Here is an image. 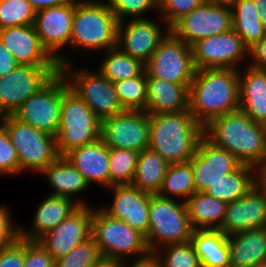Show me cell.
<instances>
[{
  "label": "cell",
  "mask_w": 266,
  "mask_h": 267,
  "mask_svg": "<svg viewBox=\"0 0 266 267\" xmlns=\"http://www.w3.org/2000/svg\"><path fill=\"white\" fill-rule=\"evenodd\" d=\"M188 99L190 113L203 127L218 116L239 110V69L196 70Z\"/></svg>",
  "instance_id": "1"
},
{
  "label": "cell",
  "mask_w": 266,
  "mask_h": 267,
  "mask_svg": "<svg viewBox=\"0 0 266 267\" xmlns=\"http://www.w3.org/2000/svg\"><path fill=\"white\" fill-rule=\"evenodd\" d=\"M204 135L242 164L259 169L266 160L265 126L254 122L240 109L212 119L204 127Z\"/></svg>",
  "instance_id": "2"
},
{
  "label": "cell",
  "mask_w": 266,
  "mask_h": 267,
  "mask_svg": "<svg viewBox=\"0 0 266 267\" xmlns=\"http://www.w3.org/2000/svg\"><path fill=\"white\" fill-rule=\"evenodd\" d=\"M203 135L204 127L194 119L189 109L149 114V148L170 165L189 161Z\"/></svg>",
  "instance_id": "3"
},
{
  "label": "cell",
  "mask_w": 266,
  "mask_h": 267,
  "mask_svg": "<svg viewBox=\"0 0 266 267\" xmlns=\"http://www.w3.org/2000/svg\"><path fill=\"white\" fill-rule=\"evenodd\" d=\"M118 24L108 3L75 0L69 45L83 50L108 51L117 46Z\"/></svg>",
  "instance_id": "4"
},
{
  "label": "cell",
  "mask_w": 266,
  "mask_h": 267,
  "mask_svg": "<svg viewBox=\"0 0 266 267\" xmlns=\"http://www.w3.org/2000/svg\"><path fill=\"white\" fill-rule=\"evenodd\" d=\"M193 228L190 224L185 202L174 198L151 194L149 208V231L145 236L150 253H157L162 246L190 242Z\"/></svg>",
  "instance_id": "5"
},
{
  "label": "cell",
  "mask_w": 266,
  "mask_h": 267,
  "mask_svg": "<svg viewBox=\"0 0 266 267\" xmlns=\"http://www.w3.org/2000/svg\"><path fill=\"white\" fill-rule=\"evenodd\" d=\"M91 237L102 258L124 262L127 255L142 258L150 253L143 234L123 220L109 216L102 208L93 209Z\"/></svg>",
  "instance_id": "6"
},
{
  "label": "cell",
  "mask_w": 266,
  "mask_h": 267,
  "mask_svg": "<svg viewBox=\"0 0 266 267\" xmlns=\"http://www.w3.org/2000/svg\"><path fill=\"white\" fill-rule=\"evenodd\" d=\"M101 138V120L70 89L63 95L60 125L56 135L57 150L65 156L71 150Z\"/></svg>",
  "instance_id": "7"
},
{
  "label": "cell",
  "mask_w": 266,
  "mask_h": 267,
  "mask_svg": "<svg viewBox=\"0 0 266 267\" xmlns=\"http://www.w3.org/2000/svg\"><path fill=\"white\" fill-rule=\"evenodd\" d=\"M0 121L16 149L20 172L31 169L41 173L60 156L56 137L16 119L13 115L2 116Z\"/></svg>",
  "instance_id": "8"
},
{
  "label": "cell",
  "mask_w": 266,
  "mask_h": 267,
  "mask_svg": "<svg viewBox=\"0 0 266 267\" xmlns=\"http://www.w3.org/2000/svg\"><path fill=\"white\" fill-rule=\"evenodd\" d=\"M69 89L67 80L59 72L37 93L22 103L13 116L56 137L60 125L63 95Z\"/></svg>",
  "instance_id": "9"
},
{
  "label": "cell",
  "mask_w": 266,
  "mask_h": 267,
  "mask_svg": "<svg viewBox=\"0 0 266 267\" xmlns=\"http://www.w3.org/2000/svg\"><path fill=\"white\" fill-rule=\"evenodd\" d=\"M72 63L60 67V73L67 80L70 90L83 100L102 121L125 111L121 106L114 83L100 71L71 70Z\"/></svg>",
  "instance_id": "10"
},
{
  "label": "cell",
  "mask_w": 266,
  "mask_h": 267,
  "mask_svg": "<svg viewBox=\"0 0 266 267\" xmlns=\"http://www.w3.org/2000/svg\"><path fill=\"white\" fill-rule=\"evenodd\" d=\"M145 64L146 77H156L185 85L188 89L196 72L190 45L170 30Z\"/></svg>",
  "instance_id": "11"
},
{
  "label": "cell",
  "mask_w": 266,
  "mask_h": 267,
  "mask_svg": "<svg viewBox=\"0 0 266 267\" xmlns=\"http://www.w3.org/2000/svg\"><path fill=\"white\" fill-rule=\"evenodd\" d=\"M59 72V66L19 65L0 76V117L13 115L22 103Z\"/></svg>",
  "instance_id": "12"
},
{
  "label": "cell",
  "mask_w": 266,
  "mask_h": 267,
  "mask_svg": "<svg viewBox=\"0 0 266 267\" xmlns=\"http://www.w3.org/2000/svg\"><path fill=\"white\" fill-rule=\"evenodd\" d=\"M193 61L199 69H238L237 63L245 55L249 56V47L233 30L202 38L191 45Z\"/></svg>",
  "instance_id": "13"
},
{
  "label": "cell",
  "mask_w": 266,
  "mask_h": 267,
  "mask_svg": "<svg viewBox=\"0 0 266 267\" xmlns=\"http://www.w3.org/2000/svg\"><path fill=\"white\" fill-rule=\"evenodd\" d=\"M101 139L108 148L142 152L149 148V114L125 110L102 120Z\"/></svg>",
  "instance_id": "14"
},
{
  "label": "cell",
  "mask_w": 266,
  "mask_h": 267,
  "mask_svg": "<svg viewBox=\"0 0 266 267\" xmlns=\"http://www.w3.org/2000/svg\"><path fill=\"white\" fill-rule=\"evenodd\" d=\"M232 29V10L203 3L177 20L170 32L187 45Z\"/></svg>",
  "instance_id": "15"
},
{
  "label": "cell",
  "mask_w": 266,
  "mask_h": 267,
  "mask_svg": "<svg viewBox=\"0 0 266 267\" xmlns=\"http://www.w3.org/2000/svg\"><path fill=\"white\" fill-rule=\"evenodd\" d=\"M75 0L36 12L34 27L43 47L57 61L59 67L69 64V58L58 54L60 48L69 45L72 31Z\"/></svg>",
  "instance_id": "16"
},
{
  "label": "cell",
  "mask_w": 266,
  "mask_h": 267,
  "mask_svg": "<svg viewBox=\"0 0 266 267\" xmlns=\"http://www.w3.org/2000/svg\"><path fill=\"white\" fill-rule=\"evenodd\" d=\"M189 161L196 192H204L209 185L232 173L242 164L229 151L216 146L205 135L200 138L195 154Z\"/></svg>",
  "instance_id": "17"
},
{
  "label": "cell",
  "mask_w": 266,
  "mask_h": 267,
  "mask_svg": "<svg viewBox=\"0 0 266 267\" xmlns=\"http://www.w3.org/2000/svg\"><path fill=\"white\" fill-rule=\"evenodd\" d=\"M92 216L93 208L80 206L57 227L41 236L38 242L54 259L65 256L91 237Z\"/></svg>",
  "instance_id": "18"
},
{
  "label": "cell",
  "mask_w": 266,
  "mask_h": 267,
  "mask_svg": "<svg viewBox=\"0 0 266 267\" xmlns=\"http://www.w3.org/2000/svg\"><path fill=\"white\" fill-rule=\"evenodd\" d=\"M266 226V190L257 183L243 197L227 203L223 224L219 230L233 235Z\"/></svg>",
  "instance_id": "19"
},
{
  "label": "cell",
  "mask_w": 266,
  "mask_h": 267,
  "mask_svg": "<svg viewBox=\"0 0 266 267\" xmlns=\"http://www.w3.org/2000/svg\"><path fill=\"white\" fill-rule=\"evenodd\" d=\"M126 23L127 25L124 26L123 20L118 24L117 47L132 58L146 64L165 38V32L159 24L143 17L131 18Z\"/></svg>",
  "instance_id": "20"
},
{
  "label": "cell",
  "mask_w": 266,
  "mask_h": 267,
  "mask_svg": "<svg viewBox=\"0 0 266 267\" xmlns=\"http://www.w3.org/2000/svg\"><path fill=\"white\" fill-rule=\"evenodd\" d=\"M0 41L20 65L59 66L43 47L34 25L2 29Z\"/></svg>",
  "instance_id": "21"
},
{
  "label": "cell",
  "mask_w": 266,
  "mask_h": 267,
  "mask_svg": "<svg viewBox=\"0 0 266 267\" xmlns=\"http://www.w3.org/2000/svg\"><path fill=\"white\" fill-rule=\"evenodd\" d=\"M114 193L111 206L102 208L109 216L121 219L133 229L146 236L149 231L150 193L134 188L131 185L112 186Z\"/></svg>",
  "instance_id": "22"
},
{
  "label": "cell",
  "mask_w": 266,
  "mask_h": 267,
  "mask_svg": "<svg viewBox=\"0 0 266 267\" xmlns=\"http://www.w3.org/2000/svg\"><path fill=\"white\" fill-rule=\"evenodd\" d=\"M65 157L89 185L96 182L109 190V148L101 138L93 143L71 150Z\"/></svg>",
  "instance_id": "23"
},
{
  "label": "cell",
  "mask_w": 266,
  "mask_h": 267,
  "mask_svg": "<svg viewBox=\"0 0 266 267\" xmlns=\"http://www.w3.org/2000/svg\"><path fill=\"white\" fill-rule=\"evenodd\" d=\"M80 206H87L85 200L50 195L37 207L32 230L19 228V237L25 240H38L46 232L57 227ZM30 231V232H29Z\"/></svg>",
  "instance_id": "24"
},
{
  "label": "cell",
  "mask_w": 266,
  "mask_h": 267,
  "mask_svg": "<svg viewBox=\"0 0 266 267\" xmlns=\"http://www.w3.org/2000/svg\"><path fill=\"white\" fill-rule=\"evenodd\" d=\"M189 89L182 84L156 77H147L146 112L177 113L189 109Z\"/></svg>",
  "instance_id": "25"
},
{
  "label": "cell",
  "mask_w": 266,
  "mask_h": 267,
  "mask_svg": "<svg viewBox=\"0 0 266 267\" xmlns=\"http://www.w3.org/2000/svg\"><path fill=\"white\" fill-rule=\"evenodd\" d=\"M239 109L254 122L266 124V70L249 66L239 69Z\"/></svg>",
  "instance_id": "26"
},
{
  "label": "cell",
  "mask_w": 266,
  "mask_h": 267,
  "mask_svg": "<svg viewBox=\"0 0 266 267\" xmlns=\"http://www.w3.org/2000/svg\"><path fill=\"white\" fill-rule=\"evenodd\" d=\"M230 267H251L266 261V227L228 235Z\"/></svg>",
  "instance_id": "27"
},
{
  "label": "cell",
  "mask_w": 266,
  "mask_h": 267,
  "mask_svg": "<svg viewBox=\"0 0 266 267\" xmlns=\"http://www.w3.org/2000/svg\"><path fill=\"white\" fill-rule=\"evenodd\" d=\"M190 242L202 267H230L228 236L221 230H193Z\"/></svg>",
  "instance_id": "28"
},
{
  "label": "cell",
  "mask_w": 266,
  "mask_h": 267,
  "mask_svg": "<svg viewBox=\"0 0 266 267\" xmlns=\"http://www.w3.org/2000/svg\"><path fill=\"white\" fill-rule=\"evenodd\" d=\"M185 204L193 230L221 228L226 213V202L204 192H195Z\"/></svg>",
  "instance_id": "29"
},
{
  "label": "cell",
  "mask_w": 266,
  "mask_h": 267,
  "mask_svg": "<svg viewBox=\"0 0 266 267\" xmlns=\"http://www.w3.org/2000/svg\"><path fill=\"white\" fill-rule=\"evenodd\" d=\"M253 171H256V167L241 164L232 173L209 185L204 193L226 203L238 200L258 183V173Z\"/></svg>",
  "instance_id": "30"
},
{
  "label": "cell",
  "mask_w": 266,
  "mask_h": 267,
  "mask_svg": "<svg viewBox=\"0 0 266 267\" xmlns=\"http://www.w3.org/2000/svg\"><path fill=\"white\" fill-rule=\"evenodd\" d=\"M41 174L46 176L49 184L55 190L50 194L53 196L72 199L75 193L82 192L89 187L84 177L65 156H59L54 162L48 165Z\"/></svg>",
  "instance_id": "31"
},
{
  "label": "cell",
  "mask_w": 266,
  "mask_h": 267,
  "mask_svg": "<svg viewBox=\"0 0 266 267\" xmlns=\"http://www.w3.org/2000/svg\"><path fill=\"white\" fill-rule=\"evenodd\" d=\"M169 165L152 149L143 150L139 153L131 186L150 194H158Z\"/></svg>",
  "instance_id": "32"
},
{
  "label": "cell",
  "mask_w": 266,
  "mask_h": 267,
  "mask_svg": "<svg viewBox=\"0 0 266 267\" xmlns=\"http://www.w3.org/2000/svg\"><path fill=\"white\" fill-rule=\"evenodd\" d=\"M232 10V29L251 47L260 41L266 30L252 0H237Z\"/></svg>",
  "instance_id": "33"
},
{
  "label": "cell",
  "mask_w": 266,
  "mask_h": 267,
  "mask_svg": "<svg viewBox=\"0 0 266 267\" xmlns=\"http://www.w3.org/2000/svg\"><path fill=\"white\" fill-rule=\"evenodd\" d=\"M107 54L98 71L113 83L142 76L146 72L143 62L122 52L117 46L109 49Z\"/></svg>",
  "instance_id": "34"
},
{
  "label": "cell",
  "mask_w": 266,
  "mask_h": 267,
  "mask_svg": "<svg viewBox=\"0 0 266 267\" xmlns=\"http://www.w3.org/2000/svg\"><path fill=\"white\" fill-rule=\"evenodd\" d=\"M195 192L191 162L185 161L169 165L158 195L166 198L183 197L186 202Z\"/></svg>",
  "instance_id": "35"
},
{
  "label": "cell",
  "mask_w": 266,
  "mask_h": 267,
  "mask_svg": "<svg viewBox=\"0 0 266 267\" xmlns=\"http://www.w3.org/2000/svg\"><path fill=\"white\" fill-rule=\"evenodd\" d=\"M138 157L133 150L109 148L110 187L131 185Z\"/></svg>",
  "instance_id": "36"
},
{
  "label": "cell",
  "mask_w": 266,
  "mask_h": 267,
  "mask_svg": "<svg viewBox=\"0 0 266 267\" xmlns=\"http://www.w3.org/2000/svg\"><path fill=\"white\" fill-rule=\"evenodd\" d=\"M118 100L124 110L145 111L147 101L146 72L142 76L114 83Z\"/></svg>",
  "instance_id": "37"
},
{
  "label": "cell",
  "mask_w": 266,
  "mask_h": 267,
  "mask_svg": "<svg viewBox=\"0 0 266 267\" xmlns=\"http://www.w3.org/2000/svg\"><path fill=\"white\" fill-rule=\"evenodd\" d=\"M36 11L28 0H0V30L34 25Z\"/></svg>",
  "instance_id": "38"
},
{
  "label": "cell",
  "mask_w": 266,
  "mask_h": 267,
  "mask_svg": "<svg viewBox=\"0 0 266 267\" xmlns=\"http://www.w3.org/2000/svg\"><path fill=\"white\" fill-rule=\"evenodd\" d=\"M101 258L96 242L90 237L67 255L55 259V267H92Z\"/></svg>",
  "instance_id": "39"
},
{
  "label": "cell",
  "mask_w": 266,
  "mask_h": 267,
  "mask_svg": "<svg viewBox=\"0 0 266 267\" xmlns=\"http://www.w3.org/2000/svg\"><path fill=\"white\" fill-rule=\"evenodd\" d=\"M163 248L166 253L157 255L161 267H202L199 257L191 242L168 245Z\"/></svg>",
  "instance_id": "40"
},
{
  "label": "cell",
  "mask_w": 266,
  "mask_h": 267,
  "mask_svg": "<svg viewBox=\"0 0 266 267\" xmlns=\"http://www.w3.org/2000/svg\"><path fill=\"white\" fill-rule=\"evenodd\" d=\"M111 11L117 20L123 21L124 16L142 18V13L152 8L159 9L158 0H108Z\"/></svg>",
  "instance_id": "41"
},
{
  "label": "cell",
  "mask_w": 266,
  "mask_h": 267,
  "mask_svg": "<svg viewBox=\"0 0 266 267\" xmlns=\"http://www.w3.org/2000/svg\"><path fill=\"white\" fill-rule=\"evenodd\" d=\"M203 0H158L167 30L181 17L203 4Z\"/></svg>",
  "instance_id": "42"
},
{
  "label": "cell",
  "mask_w": 266,
  "mask_h": 267,
  "mask_svg": "<svg viewBox=\"0 0 266 267\" xmlns=\"http://www.w3.org/2000/svg\"><path fill=\"white\" fill-rule=\"evenodd\" d=\"M0 173H20V162L7 131L0 125Z\"/></svg>",
  "instance_id": "43"
},
{
  "label": "cell",
  "mask_w": 266,
  "mask_h": 267,
  "mask_svg": "<svg viewBox=\"0 0 266 267\" xmlns=\"http://www.w3.org/2000/svg\"><path fill=\"white\" fill-rule=\"evenodd\" d=\"M24 267H55V259L38 240L24 239Z\"/></svg>",
  "instance_id": "44"
},
{
  "label": "cell",
  "mask_w": 266,
  "mask_h": 267,
  "mask_svg": "<svg viewBox=\"0 0 266 267\" xmlns=\"http://www.w3.org/2000/svg\"><path fill=\"white\" fill-rule=\"evenodd\" d=\"M0 267H24V239L19 237L12 245L0 248Z\"/></svg>",
  "instance_id": "45"
},
{
  "label": "cell",
  "mask_w": 266,
  "mask_h": 267,
  "mask_svg": "<svg viewBox=\"0 0 266 267\" xmlns=\"http://www.w3.org/2000/svg\"><path fill=\"white\" fill-rule=\"evenodd\" d=\"M11 214L5 206L0 205V248L12 245L19 238V226L11 219Z\"/></svg>",
  "instance_id": "46"
},
{
  "label": "cell",
  "mask_w": 266,
  "mask_h": 267,
  "mask_svg": "<svg viewBox=\"0 0 266 267\" xmlns=\"http://www.w3.org/2000/svg\"><path fill=\"white\" fill-rule=\"evenodd\" d=\"M249 56L253 59L251 67L266 70V35L249 47Z\"/></svg>",
  "instance_id": "47"
},
{
  "label": "cell",
  "mask_w": 266,
  "mask_h": 267,
  "mask_svg": "<svg viewBox=\"0 0 266 267\" xmlns=\"http://www.w3.org/2000/svg\"><path fill=\"white\" fill-rule=\"evenodd\" d=\"M20 64L0 41V76L13 71Z\"/></svg>",
  "instance_id": "48"
},
{
  "label": "cell",
  "mask_w": 266,
  "mask_h": 267,
  "mask_svg": "<svg viewBox=\"0 0 266 267\" xmlns=\"http://www.w3.org/2000/svg\"><path fill=\"white\" fill-rule=\"evenodd\" d=\"M130 267H161V264L155 253L138 258Z\"/></svg>",
  "instance_id": "49"
},
{
  "label": "cell",
  "mask_w": 266,
  "mask_h": 267,
  "mask_svg": "<svg viewBox=\"0 0 266 267\" xmlns=\"http://www.w3.org/2000/svg\"><path fill=\"white\" fill-rule=\"evenodd\" d=\"M34 10L37 12L42 9H47L55 6H60L67 3L69 0H28Z\"/></svg>",
  "instance_id": "50"
},
{
  "label": "cell",
  "mask_w": 266,
  "mask_h": 267,
  "mask_svg": "<svg viewBox=\"0 0 266 267\" xmlns=\"http://www.w3.org/2000/svg\"><path fill=\"white\" fill-rule=\"evenodd\" d=\"M253 5L259 12L260 20L266 30V0H252Z\"/></svg>",
  "instance_id": "51"
},
{
  "label": "cell",
  "mask_w": 266,
  "mask_h": 267,
  "mask_svg": "<svg viewBox=\"0 0 266 267\" xmlns=\"http://www.w3.org/2000/svg\"><path fill=\"white\" fill-rule=\"evenodd\" d=\"M126 261L119 262L113 259L101 258L97 263L92 267H125Z\"/></svg>",
  "instance_id": "52"
},
{
  "label": "cell",
  "mask_w": 266,
  "mask_h": 267,
  "mask_svg": "<svg viewBox=\"0 0 266 267\" xmlns=\"http://www.w3.org/2000/svg\"><path fill=\"white\" fill-rule=\"evenodd\" d=\"M237 0H203L205 4L232 9Z\"/></svg>",
  "instance_id": "53"
},
{
  "label": "cell",
  "mask_w": 266,
  "mask_h": 267,
  "mask_svg": "<svg viewBox=\"0 0 266 267\" xmlns=\"http://www.w3.org/2000/svg\"><path fill=\"white\" fill-rule=\"evenodd\" d=\"M258 169V183L266 190V160Z\"/></svg>",
  "instance_id": "54"
},
{
  "label": "cell",
  "mask_w": 266,
  "mask_h": 267,
  "mask_svg": "<svg viewBox=\"0 0 266 267\" xmlns=\"http://www.w3.org/2000/svg\"><path fill=\"white\" fill-rule=\"evenodd\" d=\"M251 267H266V261L257 263V264H255V265H253Z\"/></svg>",
  "instance_id": "55"
}]
</instances>
